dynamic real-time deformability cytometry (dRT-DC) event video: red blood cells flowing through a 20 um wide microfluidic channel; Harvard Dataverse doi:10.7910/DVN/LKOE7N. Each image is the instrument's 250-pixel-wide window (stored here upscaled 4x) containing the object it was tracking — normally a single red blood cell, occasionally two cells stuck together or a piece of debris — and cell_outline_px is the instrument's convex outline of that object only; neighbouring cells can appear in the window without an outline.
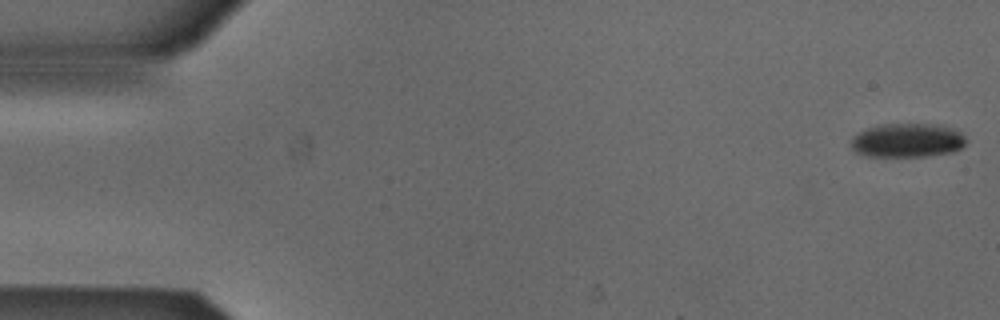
{"species": "Egyptian fruit bat (a non-hibernating species)", "species_latin": "Rousettus aegyptiacus", "temperature_condition": "cold", "stored_images_in_passage": 4, "camera_frame_rate_fps": 3000, "um_per_image_px": 0.085, "animal": {"sex": "male"}, "frame": {"image": 1, "passage_image": 1, "time_ms": 0.0, "image_size_px": [1000, 320], "cell_outline_px": [[968, 140], [960, 148], [952, 152], [928, 156], [864, 156], [856, 152], [852, 148], [852, 140], [860, 132], [868, 128], [884, 124], [940, 124], [952, 128], [960, 132]], "centroid_in_image_um": [77.17, 11.93], "position_along_channel_um": 7.8, "area_um2": 22.66}}
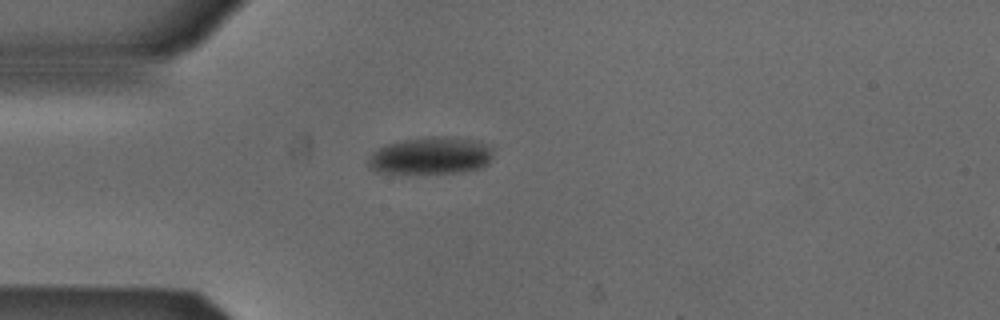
{"frame": {"image": 2, "passage_image": 4, "time_ms": 1.0, "image_size_px": [1000, 320], "cell_outline_px": [[492, 156], [488, 164], [480, 168], [456, 172], [376, 172], [368, 168], [368, 160], [372, 152], [376, 148], [388, 144], [404, 140], [428, 136], [448, 136], [472, 140], [484, 144], [492, 148]], "centroid_in_image_um": [36.59, 13.22], "position_along_channel_um": 48.4, "area_um2": 26.76}}